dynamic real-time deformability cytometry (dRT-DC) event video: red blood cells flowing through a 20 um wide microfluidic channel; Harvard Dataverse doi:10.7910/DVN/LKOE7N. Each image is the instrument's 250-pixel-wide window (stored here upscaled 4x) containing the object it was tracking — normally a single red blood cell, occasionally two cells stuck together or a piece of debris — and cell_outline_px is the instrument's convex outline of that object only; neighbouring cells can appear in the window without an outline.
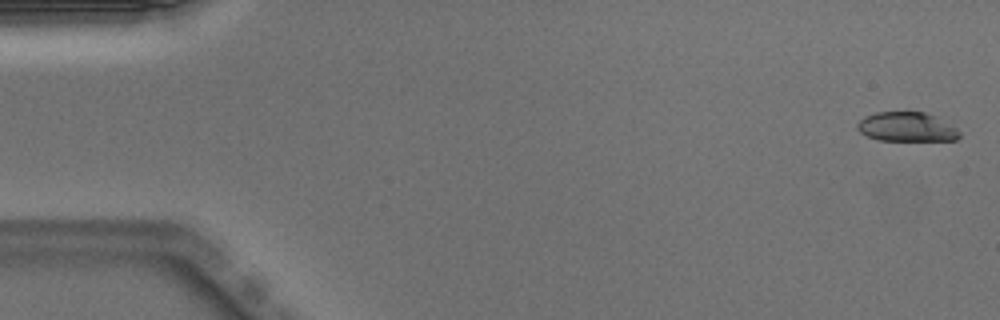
{"species": "Egyptian fruit bat (a non-hibernating species)", "species_latin": "Rousettus aegyptiacus", "temperature_condition": "warm", "stored_images_in_passage": 50, "camera_frame_rate_fps": 3000, "um_per_image_px": 0.085, "animal": {"sex": "male"}, "frame": {"image": 1, "passage_image": 1, "time_ms": 0.0, "image_size_px": [1000, 320], "cell_outline_px": [[960, 136], [956, 140], [880, 140], [868, 136], [860, 132], [856, 128], [856, 124], [864, 116], [876, 112], [924, 112], [936, 116], [956, 128], [960, 132]], "centroid_in_image_um": [77.06, 10.78], "position_along_channel_um": 7.9, "area_um2": 17.4}}
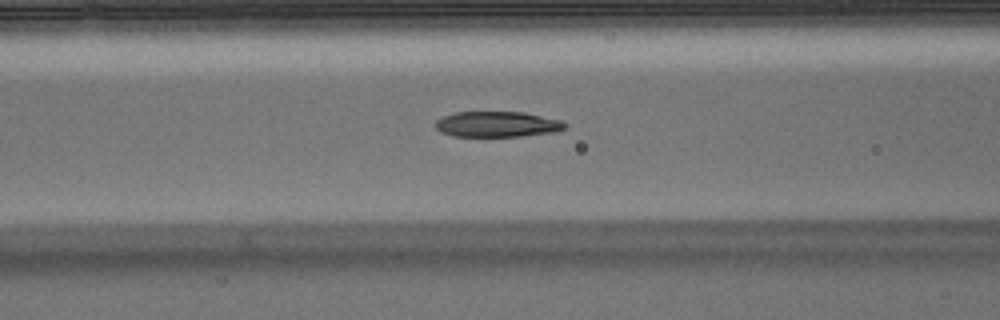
{"frame": {"image": 2, "passage_image": 20, "time_ms": 6.333, "image_size_px": [1000, 320], "cell_outline_px": [[568, 124], [564, 128], [556, 132], [520, 136], [452, 136], [440, 132], [436, 128], [436, 120], [444, 116], [456, 112], [524, 112], [560, 120]], "centroid_in_image_um": [42.26, 10.56], "position_along_channel_um": 124.3, "area_um2": 19.25}}
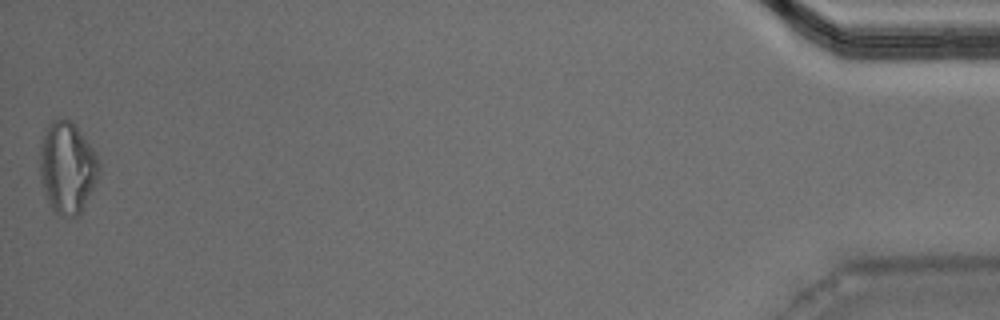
{"frame": {"image": 3, "passage_image": 50, "time_ms": 16.333, "image_size_px": [1000, 320], "cell_outline_px": [[100, 172], [80, 216], [60, 216], [52, 212], [44, 196], [40, 180], [40, 140], [44, 128], [52, 120], [60, 116], [72, 120], [96, 152], [100, 160]], "centroid_in_image_um": [5.69, 14.23], "position_along_channel_um": 429.5, "area_um2": 32.66}, "authors_computed_cell_mechanics": {"area_um2": 19.9988, "velocity_mm_per_s": 3.9991, "shape_relaxation_time_tau1_ms": null, "shape_relaxation_time_tau2_ms": 1.9841, "deformation_change_tau1": null, "deformation_change_tau2": 0.0831}}